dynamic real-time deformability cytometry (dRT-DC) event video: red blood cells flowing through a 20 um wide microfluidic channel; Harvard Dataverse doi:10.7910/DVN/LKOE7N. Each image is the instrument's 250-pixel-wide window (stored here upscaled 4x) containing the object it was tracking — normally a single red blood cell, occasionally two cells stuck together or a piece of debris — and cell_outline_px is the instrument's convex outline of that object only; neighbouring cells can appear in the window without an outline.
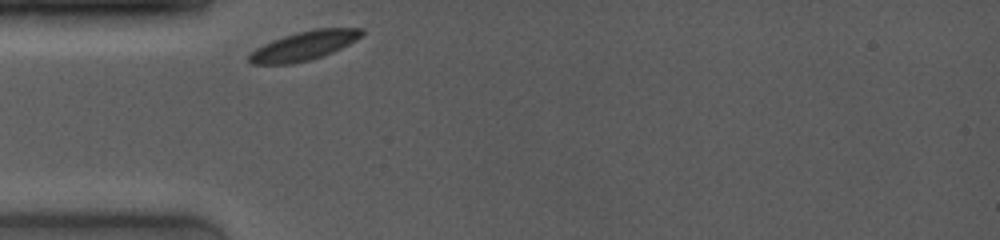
{"species": "common noctule bat (a hibernating species)", "species_latin": "Nyctalus noctula", "temperature_condition": "room temperature", "stored_images_in_passage": 7, "camera_frame_rate_fps": 4000, "um_per_image_px": 0.085, "animal": {"sex": "female", "body_mass_g": 19.0, "forearm_length_mm": 53.3}, "frame": {"image": 1, "passage_image": 1, "time_ms": 0.0, "image_size_px": [1000, 240], "cell_outline_px": [[364, 32], [356, 40], [332, 52], [308, 60], [292, 64], [252, 64], [248, 60], [248, 56], [256, 48], [272, 40], [296, 32], [316, 28], [364, 28]], "centroid_in_image_um": [25.83, 3.88], "position_along_channel_um": 59.2, "area_um2": 18.84}}